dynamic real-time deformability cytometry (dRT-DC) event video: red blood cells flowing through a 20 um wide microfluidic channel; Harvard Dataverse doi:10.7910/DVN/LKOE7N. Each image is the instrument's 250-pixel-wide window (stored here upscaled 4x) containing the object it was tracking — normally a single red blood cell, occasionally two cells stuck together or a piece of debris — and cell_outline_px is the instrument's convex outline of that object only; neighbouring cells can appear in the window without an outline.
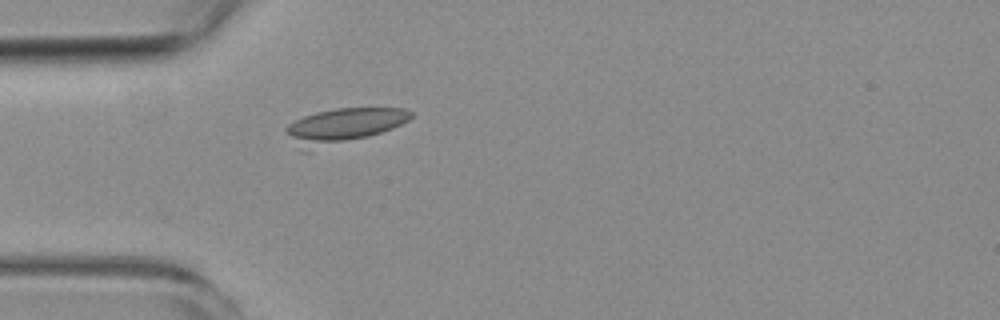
{"species": "common noctule bat (a hibernating species)", "species_latin": "Nyctalus noctula", "temperature_condition": "room temperature", "stored_images_in_passage": 4, "camera_frame_rate_fps": 3000, "um_per_image_px": 0.085, "animal": {"sex": "female", "body_mass_g": 19.3, "forearm_length_mm": 54.1}, "frame": {"image": 1, "passage_image": 4, "time_ms": 3.333, "image_size_px": [1000, 320], "cell_outline_px": [[412, 116], [408, 120], [392, 128], [368, 136], [312, 152], [300, 152], [284, 128], [288, 124], [304, 116], [316, 112], [336, 108], [404, 108], [412, 112]], "centroid_in_image_um": [29.11, 10.72], "position_along_channel_um": 55.9, "area_um2": 25.55}}